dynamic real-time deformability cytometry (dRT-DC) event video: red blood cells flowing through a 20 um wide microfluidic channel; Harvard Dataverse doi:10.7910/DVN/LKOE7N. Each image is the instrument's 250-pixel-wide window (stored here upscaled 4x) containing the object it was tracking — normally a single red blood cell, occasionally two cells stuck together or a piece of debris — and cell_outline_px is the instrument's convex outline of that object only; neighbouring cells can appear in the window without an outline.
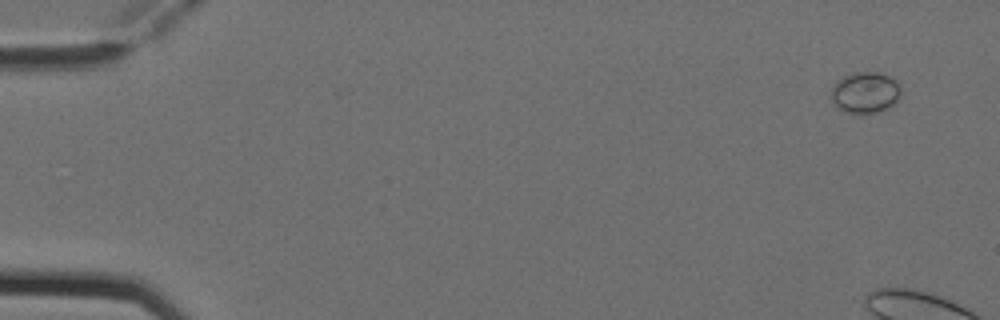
{"species": "Egyptian fruit bat (a non-hibernating species)", "species_latin": "Rousettus aegyptiacus", "temperature_condition": "cold", "stored_images_in_passage": 5, "camera_frame_rate_fps": 3000, "um_per_image_px": 0.085, "animal": {"sex": "female"}, "frame": {"image": 1, "passage_image": 5, "time_ms": 1.333, "image_size_px": [1000, 320], "cell_outline_px": [[900, 96], [892, 104], [880, 112], [848, 112], [836, 108], [832, 100], [832, 84], [840, 76], [860, 72], [876, 72], [892, 76], [900, 84]], "centroid_in_image_um": [73.53, 7.83], "position_along_channel_um": 11.5, "area_um2": 16.76}}